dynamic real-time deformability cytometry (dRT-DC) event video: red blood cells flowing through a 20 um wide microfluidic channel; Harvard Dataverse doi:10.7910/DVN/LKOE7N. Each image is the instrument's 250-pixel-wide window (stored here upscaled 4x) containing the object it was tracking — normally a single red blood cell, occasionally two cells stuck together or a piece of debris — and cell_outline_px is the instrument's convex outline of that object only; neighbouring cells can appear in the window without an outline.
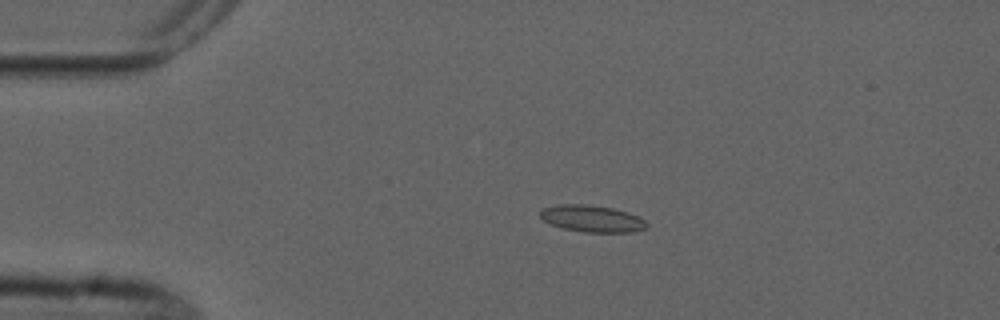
{"species": "common noctule bat (a hibernating species)", "species_latin": "Nyctalus noctula", "temperature_condition": "cold", "stored_images_in_passage": 3, "camera_frame_rate_fps": 3000, "um_per_image_px": 0.085, "animal": {"sex": "male", "forearm_length_mm": 52.5}, "frame": {"image": 1, "passage_image": 2, "time_ms": 1.333, "image_size_px": [1000, 320], "cell_outline_px": [[648, 224], [644, 228], [632, 232], [584, 232], [564, 228], [552, 224], [544, 220], [540, 216], [540, 208], [560, 204], [588, 204], [612, 208], [628, 212], [640, 216]], "centroid_in_image_um": [50.32, 18.57], "position_along_channel_um": 34.7, "area_um2": 16.59}}